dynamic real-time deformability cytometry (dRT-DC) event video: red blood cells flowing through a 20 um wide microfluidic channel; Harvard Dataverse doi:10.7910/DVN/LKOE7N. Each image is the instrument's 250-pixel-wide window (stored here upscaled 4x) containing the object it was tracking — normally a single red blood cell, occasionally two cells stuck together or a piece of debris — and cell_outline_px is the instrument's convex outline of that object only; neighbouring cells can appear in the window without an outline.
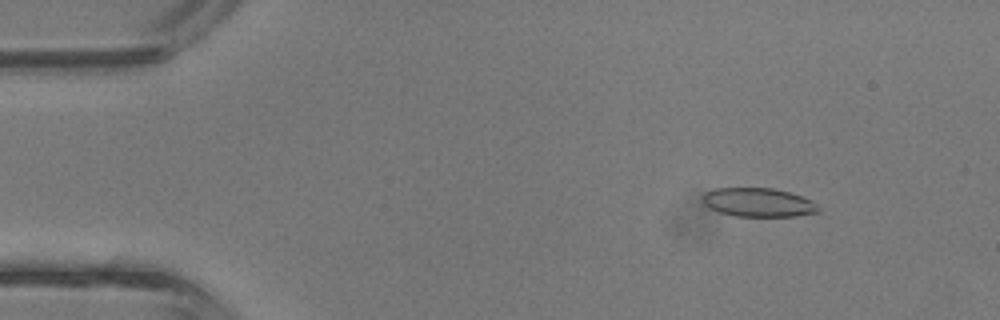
{"species": "common noctule bat (a hibernating species)", "species_latin": "Nyctalus noctula", "temperature_condition": "room temperature", "stored_images_in_passage": 30, "camera_frame_rate_fps": 3000, "um_per_image_px": 0.085, "animal": {"sex": "male", "body_mass_g": 13.3}, "frame": {"image": 1, "passage_image": 1, "time_ms": 0.0, "image_size_px": [1000, 320], "cell_outline_px": [[820, 212], [792, 216], [736, 216], [720, 212], [704, 204], [700, 196], [704, 192], [716, 188], [772, 188], [804, 196], [812, 200], [820, 208]], "centroid_in_image_um": [64.46, 17.19], "position_along_channel_um": 20.5, "area_um2": 19.48}}
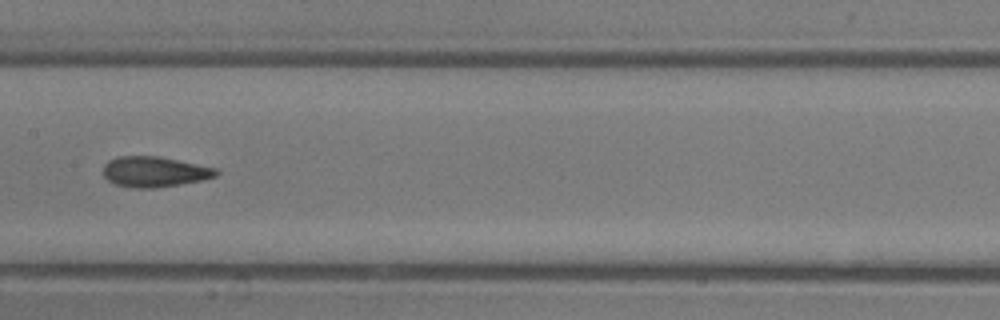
{"frame": {"image": 2, "passage_image": 17, "time_ms": 5.333, "image_size_px": [1000, 320], "cell_outline_px": [[220, 172], [216, 176], [200, 180], [152, 188], [128, 188], [116, 184], [108, 180], [104, 176], [104, 164], [108, 160], [120, 156], [156, 156], [216, 168]], "centroid_in_image_um": [13.09, 14.6], "position_along_channel_um": 194.3, "area_um2": 19.71}}
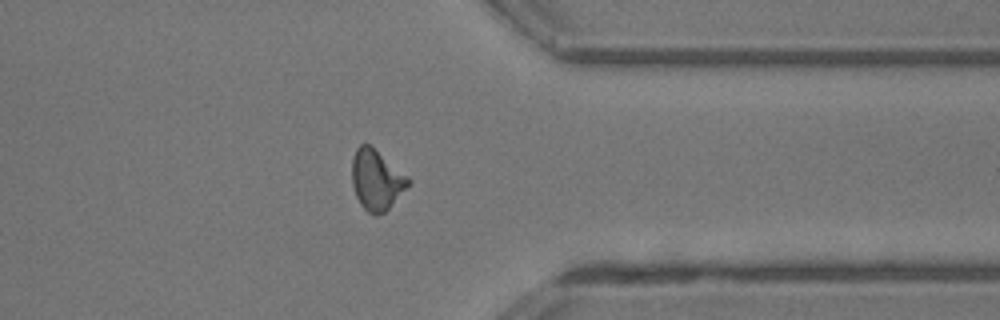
{"frame": {"image": 3, "passage_image": 29, "time_ms": 9.333, "image_size_px": [1000, 320], "cell_outline_px": [[412, 180], [388, 208], [384, 212], [376, 216], [368, 212], [360, 204], [356, 196], [352, 184], [352, 156], [356, 148], [360, 144], [372, 144], [408, 176]], "centroid_in_image_um": [31.98, 15.24], "position_along_channel_um": 379.4, "area_um2": 19.88}}